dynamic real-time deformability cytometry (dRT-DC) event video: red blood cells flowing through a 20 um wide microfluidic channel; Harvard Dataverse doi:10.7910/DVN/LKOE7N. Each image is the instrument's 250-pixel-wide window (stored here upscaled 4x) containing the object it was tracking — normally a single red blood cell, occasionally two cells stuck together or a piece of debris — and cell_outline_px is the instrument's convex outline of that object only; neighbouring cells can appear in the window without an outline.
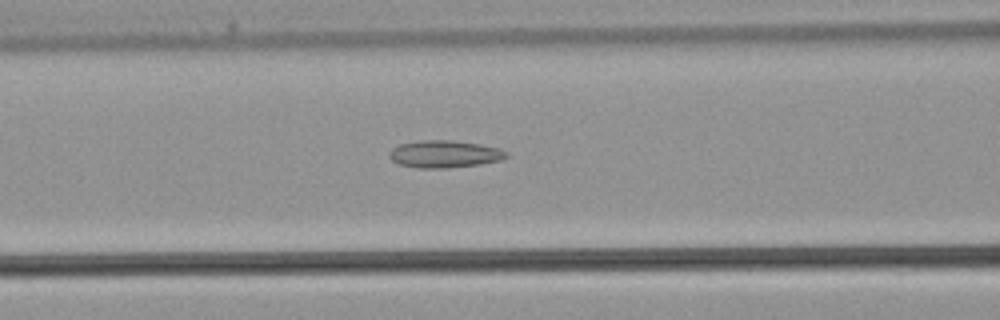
{"species": "common noctule bat (a hibernating species)", "species_latin": "Nyctalus noctula", "temperature_condition": "warm", "stored_images_in_passage": 35, "camera_frame_rate_fps": 3000, "um_per_image_px": 0.085, "animal": {"sex": "male", "body_mass_g": 21.5, "forearm_length_mm": 52.0}, "frame": {"image": 1, "passage_image": 10, "time_ms": 3.0, "image_size_px": [1000, 320], "cell_outline_px": [[508, 156], [500, 160], [480, 164], [448, 168], [416, 168], [400, 164], [392, 160], [388, 156], [388, 152], [392, 148], [400, 144], [420, 140], [452, 140], [480, 144], [500, 148], [508, 152]], "centroid_in_image_um": [37.78, 13.09], "position_along_channel_um": 128.8, "area_um2": 18.73}}
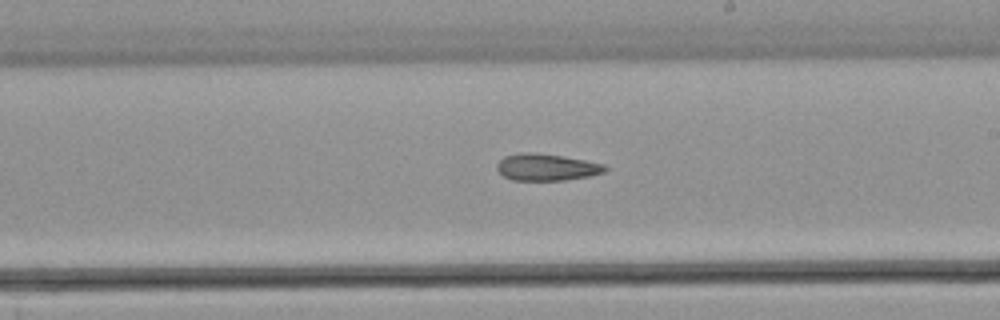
{"frame": {"image": 2, "passage_image": 17, "time_ms": 5.333, "image_size_px": [1000, 320], "cell_outline_px": [[608, 168], [604, 172], [588, 176], [564, 180], [512, 180], [504, 176], [496, 168], [496, 164], [504, 156], [520, 152], [532, 152], [560, 156], [584, 160], [604, 164]], "centroid_in_image_um": [46.42, 14.21], "position_along_channel_um": 242.6, "area_um2": 16.76}}
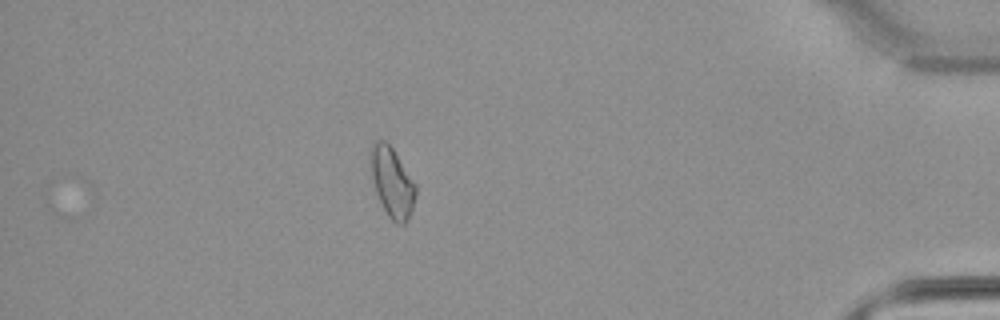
{"frame": {"image": 3, "passage_image": 30, "time_ms": 9.667, "image_size_px": [1000, 320], "cell_outline_px": [[416, 192], [412, 208], [408, 220], [404, 224], [396, 224], [388, 216], [376, 192], [372, 176], [372, 144], [376, 140], [384, 140], [392, 148], [416, 184]], "centroid_in_image_um": [33.36, 15.53], "position_along_channel_um": 401.8, "area_um2": 17.74}}